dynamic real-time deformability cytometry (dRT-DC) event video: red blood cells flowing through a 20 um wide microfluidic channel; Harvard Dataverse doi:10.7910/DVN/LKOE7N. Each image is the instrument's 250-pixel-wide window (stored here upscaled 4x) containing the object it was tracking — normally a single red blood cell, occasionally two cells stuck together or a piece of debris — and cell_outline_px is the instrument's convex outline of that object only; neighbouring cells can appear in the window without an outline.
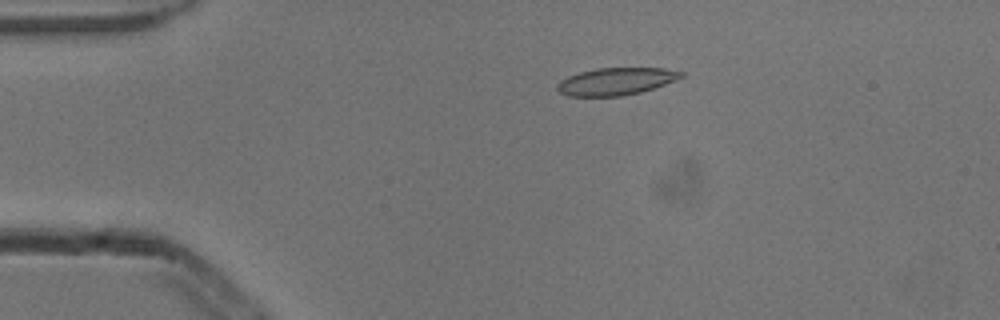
{"species": "common noctule bat (a hibernating species)", "species_latin": "Nyctalus noctula", "temperature_condition": "cold", "stored_images_in_passage": 3, "camera_frame_rate_fps": 3000, "um_per_image_px": 0.085, "animal": {"sex": "male", "body_mass_g": 13.3}, "frame": {"image": 1, "passage_image": 1, "time_ms": 0.0, "image_size_px": [1000, 320], "cell_outline_px": [[684, 76], [676, 80], [640, 92], [620, 96], [568, 96], [560, 92], [556, 88], [556, 84], [560, 80], [568, 76], [580, 72], [596, 68], [664, 68], [684, 72]], "centroid_in_image_um": [52.34, 6.91], "position_along_channel_um": 32.7, "area_um2": 19.65}}
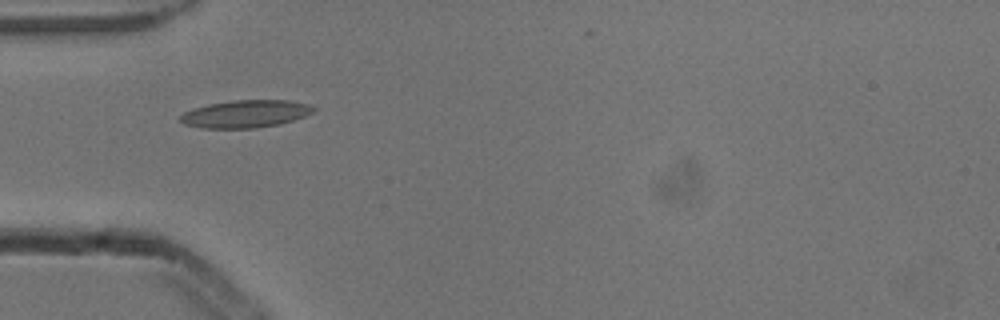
{"frame": {"image": 2, "passage_image": 2, "time_ms": 0.333, "image_size_px": [1000, 320], "cell_outline_px": [[316, 112], [280, 124], [256, 128], [200, 128], [184, 124], [180, 120], [180, 116], [184, 112], [208, 104], [232, 100], [288, 100], [308, 104], [316, 108]], "centroid_in_image_um": [20.89, 9.68], "position_along_channel_um": 64.1, "area_um2": 21.39}}
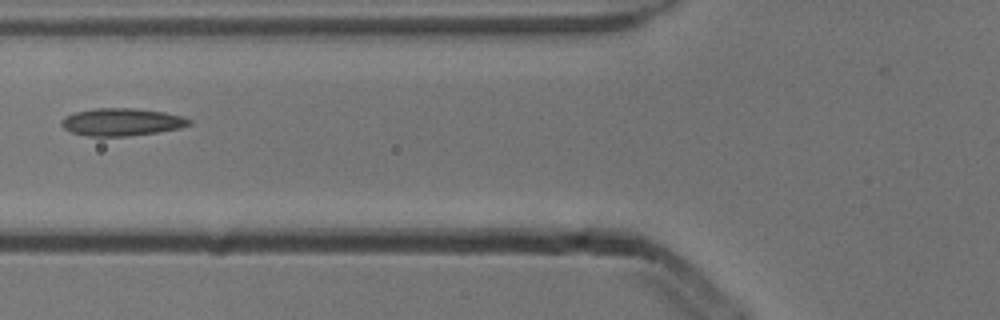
{"frame": {"image": 3, "passage_image": 3, "time_ms": 0.667, "image_size_px": [1000, 320], "cell_outline_px": [[192, 124], [180, 128], [156, 132], [128, 136], [88, 136], [72, 132], [64, 128], [60, 124], [60, 120], [64, 116], [76, 112], [96, 108], [136, 108], [164, 112], [184, 116], [192, 120]], "centroid_in_image_um": [10.36, 10.36], "position_along_channel_um": 115.4, "area_um2": 20.58}}